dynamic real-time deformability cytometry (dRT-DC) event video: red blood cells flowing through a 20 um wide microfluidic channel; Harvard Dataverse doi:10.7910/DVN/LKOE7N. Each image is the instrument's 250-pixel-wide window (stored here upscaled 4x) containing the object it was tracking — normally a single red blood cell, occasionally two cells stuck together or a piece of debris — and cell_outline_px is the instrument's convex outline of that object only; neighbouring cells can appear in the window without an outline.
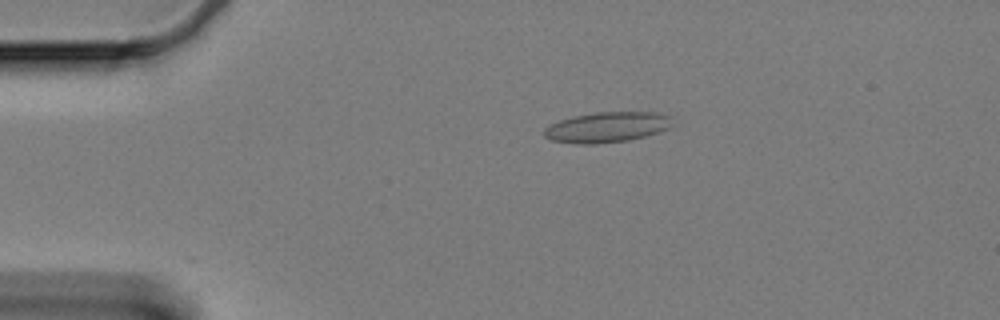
{"species": "Egyptian fruit bat (a non-hibernating species)", "species_latin": "Rousettus aegyptiacus", "temperature_condition": "cold", "stored_images_in_passage": 60, "camera_frame_rate_fps": 3000, "um_per_image_px": 0.085, "animal": {"sex": "female"}, "frame": {"image": 1, "passage_image": 12, "time_ms": 3.667, "image_size_px": [1000, 320], "cell_outline_px": [[668, 128], [644, 136], [628, 140], [596, 144], [576, 144], [552, 140], [544, 136], [544, 128], [560, 120], [576, 116], [596, 112], [652, 112], [668, 116]], "centroid_in_image_um": [51.51, 10.82], "position_along_channel_um": 33.5, "area_um2": 22.14}}
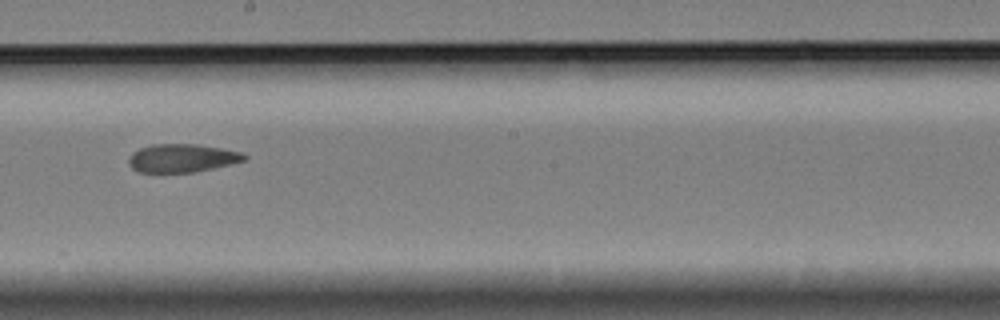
{"frame": {"image": 2, "passage_image": 34, "time_ms": 11.0, "image_size_px": [1000, 320], "cell_outline_px": [[248, 156], [244, 160], [196, 172], [140, 172], [132, 168], [128, 164], [128, 160], [132, 152], [140, 148], [152, 144], [196, 144], [220, 148], [240, 152]], "centroid_in_image_um": [15.43, 13.43], "position_along_channel_um": 232.8, "area_um2": 18.84}}
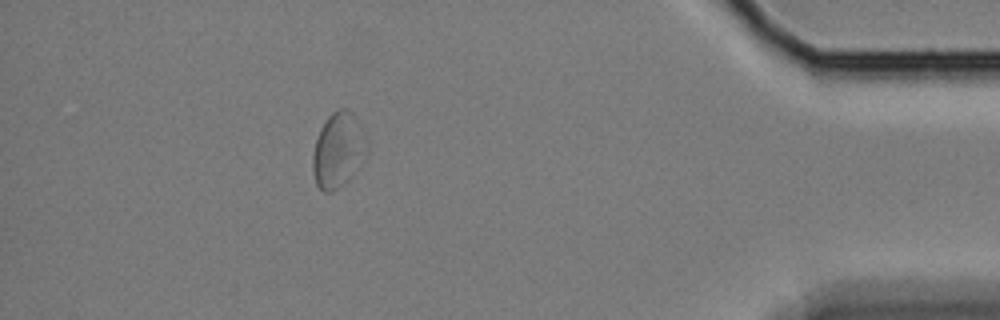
{"frame": {"image": 3, "passage_image": 54, "time_ms": 17.667, "image_size_px": [1000, 320], "cell_outline_px": [[360, 128], [352, 176], [344, 184], [332, 192], [324, 192], [316, 184], [312, 168], [312, 156], [316, 140], [320, 128], [328, 116], [332, 112], [340, 108], [348, 108], [356, 116]], "centroid_in_image_um": [28.54, 12.75], "position_along_channel_um": 406.7, "area_um2": 21.44}, "authors_computed_cell_mechanics": {"area_um2": 21.0392, "velocity_mm_per_s": 3.2994, "shape_relaxation_time_tau1_ms": null, "shape_relaxation_time_tau2_ms": 2.5171, "deformation_change_tau1": null, "deformation_change_tau2": 0.0867}}